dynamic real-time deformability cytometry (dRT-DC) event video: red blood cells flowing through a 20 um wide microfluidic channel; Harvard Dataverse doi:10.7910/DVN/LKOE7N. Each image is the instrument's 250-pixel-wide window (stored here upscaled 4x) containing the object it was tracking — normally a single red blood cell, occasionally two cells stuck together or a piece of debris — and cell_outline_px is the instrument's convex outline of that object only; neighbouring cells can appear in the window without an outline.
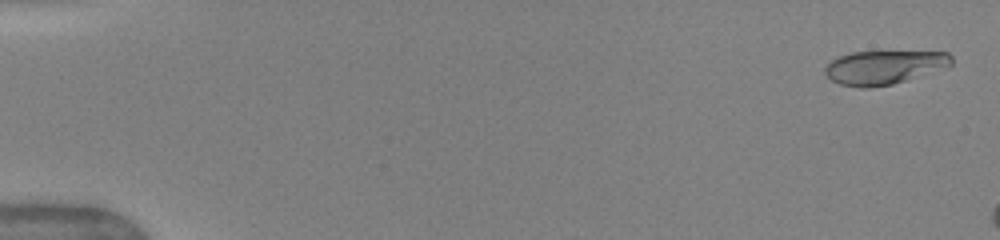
{"species": "human", "species_latin": "Homo sapiens", "temperature_condition": "warm", "stored_images_in_passage": 9, "camera_frame_rate_fps": 3000, "um_per_image_px": 0.085, "donor": {"sex": "female"}, "frame": {"image": 1, "passage_image": 2, "time_ms": 0.333, "image_size_px": [1000, 240], "cell_outline_px": [[952, 64], [892, 84], [868, 88], [860, 88], [840, 84], [832, 80], [824, 72], [824, 68], [832, 60], [840, 56], [852, 52], [948, 52], [952, 56]], "centroid_in_image_um": [75.09, 5.72], "position_along_channel_um": 9.9, "area_um2": 24.28}}